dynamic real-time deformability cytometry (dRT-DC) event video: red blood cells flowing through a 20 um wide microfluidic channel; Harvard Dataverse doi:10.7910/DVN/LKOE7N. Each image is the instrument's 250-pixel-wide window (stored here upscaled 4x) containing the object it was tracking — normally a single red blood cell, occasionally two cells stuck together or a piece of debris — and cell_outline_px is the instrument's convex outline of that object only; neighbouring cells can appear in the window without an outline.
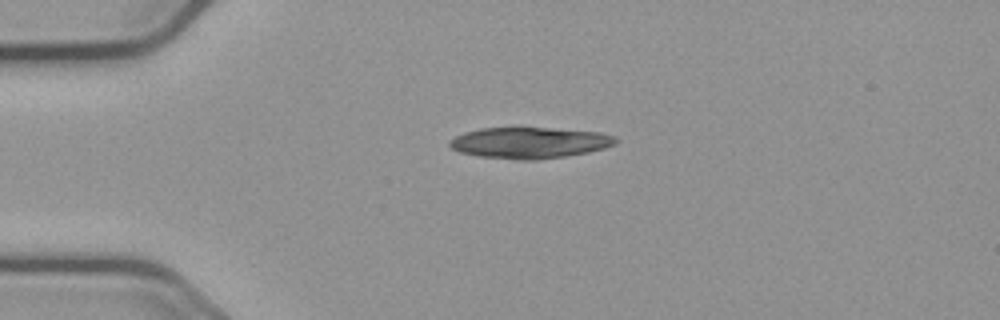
{"species": "common noctule bat (a hibernating species)", "species_latin": "Nyctalus noctula", "temperature_condition": "cold", "stored_images_in_passage": 36, "camera_frame_rate_fps": 3000, "um_per_image_px": 0.085, "animal": {"sex": "male", "body_mass_g": 23.1, "forearm_length_mm": 52.7}, "frame": {"image": 1, "passage_image": 1, "time_ms": 0.0, "image_size_px": [1000, 320], "cell_outline_px": [[620, 140], [616, 144], [604, 148], [588, 152], [564, 156], [536, 160], [520, 160], [480, 156], [460, 152], [452, 148], [448, 144], [448, 140], [464, 132], [480, 128], [548, 128], [600, 132], [616, 136]], "centroid_in_image_um": [45.03, 12.13], "position_along_channel_um": 40.0, "area_um2": 30.11}, "authors_computed_cell_mechanics": {"area_um2": 15.1436, "velocity_mm_per_s": 3.698, "shape_relaxation_time_tau1_ms": null, "shape_relaxation_time_tau2_ms": 5.7492, "deformation_change_tau1": null, "deformation_change_tau2": 0.1349}}